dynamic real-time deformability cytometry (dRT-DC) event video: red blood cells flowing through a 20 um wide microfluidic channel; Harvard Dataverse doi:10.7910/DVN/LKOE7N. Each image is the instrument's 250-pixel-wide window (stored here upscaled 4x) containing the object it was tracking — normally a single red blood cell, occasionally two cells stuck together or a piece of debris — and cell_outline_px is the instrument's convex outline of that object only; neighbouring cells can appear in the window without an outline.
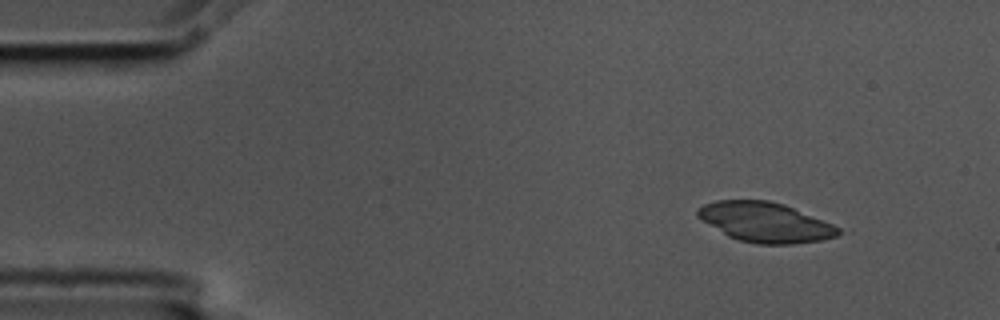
{"species": "common noctule bat (a hibernating species)", "species_latin": "Nyctalus noctula", "temperature_condition": "cold", "stored_images_in_passage": 4, "camera_frame_rate_fps": 3000, "um_per_image_px": 0.085, "animal": {"sex": "male", "body_mass_g": 17.5, "forearm_length_mm": 52.3}, "frame": {"image": 1, "passage_image": 1, "time_ms": 0.0, "image_size_px": [1000, 320], "cell_outline_px": [[844, 232], [836, 236], [820, 240], [792, 244], [756, 244], [740, 240], [728, 236], [696, 216], [696, 208], [704, 204], [716, 200], [768, 200], [784, 204], [832, 224], [840, 228]], "centroid_in_image_um": [65.03, 18.88], "position_along_channel_um": 20.0, "area_um2": 32.48}}